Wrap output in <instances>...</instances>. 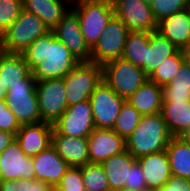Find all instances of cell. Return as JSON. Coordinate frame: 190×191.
Listing matches in <instances>:
<instances>
[{"mask_svg":"<svg viewBox=\"0 0 190 191\" xmlns=\"http://www.w3.org/2000/svg\"><path fill=\"white\" fill-rule=\"evenodd\" d=\"M82 179L87 191H110L106 173L101 164L82 166Z\"/></svg>","mask_w":190,"mask_h":191,"instance_id":"obj_32","label":"cell"},{"mask_svg":"<svg viewBox=\"0 0 190 191\" xmlns=\"http://www.w3.org/2000/svg\"><path fill=\"white\" fill-rule=\"evenodd\" d=\"M129 32L123 21L114 15L91 49V62L103 66L111 60L121 58Z\"/></svg>","mask_w":190,"mask_h":191,"instance_id":"obj_7","label":"cell"},{"mask_svg":"<svg viewBox=\"0 0 190 191\" xmlns=\"http://www.w3.org/2000/svg\"><path fill=\"white\" fill-rule=\"evenodd\" d=\"M135 161L136 158L126 150L101 163L107 176L110 191L124 189V185L128 181L129 170Z\"/></svg>","mask_w":190,"mask_h":191,"instance_id":"obj_25","label":"cell"},{"mask_svg":"<svg viewBox=\"0 0 190 191\" xmlns=\"http://www.w3.org/2000/svg\"><path fill=\"white\" fill-rule=\"evenodd\" d=\"M126 101L142 116L161 113L163 105L162 87L148 79Z\"/></svg>","mask_w":190,"mask_h":191,"instance_id":"obj_23","label":"cell"},{"mask_svg":"<svg viewBox=\"0 0 190 191\" xmlns=\"http://www.w3.org/2000/svg\"><path fill=\"white\" fill-rule=\"evenodd\" d=\"M20 127V122L8 108L6 101L0 99V131H5L15 136Z\"/></svg>","mask_w":190,"mask_h":191,"instance_id":"obj_36","label":"cell"},{"mask_svg":"<svg viewBox=\"0 0 190 191\" xmlns=\"http://www.w3.org/2000/svg\"><path fill=\"white\" fill-rule=\"evenodd\" d=\"M6 94H7V90H6L5 86L3 85V83L0 80V99L5 100Z\"/></svg>","mask_w":190,"mask_h":191,"instance_id":"obj_43","label":"cell"},{"mask_svg":"<svg viewBox=\"0 0 190 191\" xmlns=\"http://www.w3.org/2000/svg\"><path fill=\"white\" fill-rule=\"evenodd\" d=\"M53 127L66 136L88 137L95 129L90 100L68 106Z\"/></svg>","mask_w":190,"mask_h":191,"instance_id":"obj_13","label":"cell"},{"mask_svg":"<svg viewBox=\"0 0 190 191\" xmlns=\"http://www.w3.org/2000/svg\"><path fill=\"white\" fill-rule=\"evenodd\" d=\"M156 31L174 44L178 50L190 45V8L157 22Z\"/></svg>","mask_w":190,"mask_h":191,"instance_id":"obj_21","label":"cell"},{"mask_svg":"<svg viewBox=\"0 0 190 191\" xmlns=\"http://www.w3.org/2000/svg\"><path fill=\"white\" fill-rule=\"evenodd\" d=\"M0 80L8 91L16 84H36L22 54L0 51Z\"/></svg>","mask_w":190,"mask_h":191,"instance_id":"obj_19","label":"cell"},{"mask_svg":"<svg viewBox=\"0 0 190 191\" xmlns=\"http://www.w3.org/2000/svg\"><path fill=\"white\" fill-rule=\"evenodd\" d=\"M124 189L130 191H147L145 177L137 160L133 163L129 170L128 181H126Z\"/></svg>","mask_w":190,"mask_h":191,"instance_id":"obj_37","label":"cell"},{"mask_svg":"<svg viewBox=\"0 0 190 191\" xmlns=\"http://www.w3.org/2000/svg\"><path fill=\"white\" fill-rule=\"evenodd\" d=\"M171 137L161 113L144 115L132 134L125 139L126 150L138 159L166 150Z\"/></svg>","mask_w":190,"mask_h":191,"instance_id":"obj_2","label":"cell"},{"mask_svg":"<svg viewBox=\"0 0 190 191\" xmlns=\"http://www.w3.org/2000/svg\"><path fill=\"white\" fill-rule=\"evenodd\" d=\"M22 55L36 82L64 78L79 63L52 31L37 38Z\"/></svg>","mask_w":190,"mask_h":191,"instance_id":"obj_1","label":"cell"},{"mask_svg":"<svg viewBox=\"0 0 190 191\" xmlns=\"http://www.w3.org/2000/svg\"><path fill=\"white\" fill-rule=\"evenodd\" d=\"M51 31L79 62H91V49L85 43L78 15L72 8Z\"/></svg>","mask_w":190,"mask_h":191,"instance_id":"obj_11","label":"cell"},{"mask_svg":"<svg viewBox=\"0 0 190 191\" xmlns=\"http://www.w3.org/2000/svg\"><path fill=\"white\" fill-rule=\"evenodd\" d=\"M15 139L13 134L0 131V154Z\"/></svg>","mask_w":190,"mask_h":191,"instance_id":"obj_41","label":"cell"},{"mask_svg":"<svg viewBox=\"0 0 190 191\" xmlns=\"http://www.w3.org/2000/svg\"><path fill=\"white\" fill-rule=\"evenodd\" d=\"M51 146L70 167H82L90 163L88 137L66 136L53 127Z\"/></svg>","mask_w":190,"mask_h":191,"instance_id":"obj_17","label":"cell"},{"mask_svg":"<svg viewBox=\"0 0 190 191\" xmlns=\"http://www.w3.org/2000/svg\"><path fill=\"white\" fill-rule=\"evenodd\" d=\"M136 160L142 168L149 191L162 188L172 176L166 150L151 153Z\"/></svg>","mask_w":190,"mask_h":191,"instance_id":"obj_20","label":"cell"},{"mask_svg":"<svg viewBox=\"0 0 190 191\" xmlns=\"http://www.w3.org/2000/svg\"><path fill=\"white\" fill-rule=\"evenodd\" d=\"M50 31L39 17L22 9L19 17L0 37V51L22 54L37 38Z\"/></svg>","mask_w":190,"mask_h":191,"instance_id":"obj_4","label":"cell"},{"mask_svg":"<svg viewBox=\"0 0 190 191\" xmlns=\"http://www.w3.org/2000/svg\"><path fill=\"white\" fill-rule=\"evenodd\" d=\"M22 9V0H0V37L19 17Z\"/></svg>","mask_w":190,"mask_h":191,"instance_id":"obj_34","label":"cell"},{"mask_svg":"<svg viewBox=\"0 0 190 191\" xmlns=\"http://www.w3.org/2000/svg\"><path fill=\"white\" fill-rule=\"evenodd\" d=\"M147 80L148 76L141 67L123 58L111 60L103 65V81L126 100Z\"/></svg>","mask_w":190,"mask_h":191,"instance_id":"obj_5","label":"cell"},{"mask_svg":"<svg viewBox=\"0 0 190 191\" xmlns=\"http://www.w3.org/2000/svg\"><path fill=\"white\" fill-rule=\"evenodd\" d=\"M114 191H130V190L120 189V190H114Z\"/></svg>","mask_w":190,"mask_h":191,"instance_id":"obj_47","label":"cell"},{"mask_svg":"<svg viewBox=\"0 0 190 191\" xmlns=\"http://www.w3.org/2000/svg\"><path fill=\"white\" fill-rule=\"evenodd\" d=\"M155 191H190V180L172 175L162 188Z\"/></svg>","mask_w":190,"mask_h":191,"instance_id":"obj_38","label":"cell"},{"mask_svg":"<svg viewBox=\"0 0 190 191\" xmlns=\"http://www.w3.org/2000/svg\"><path fill=\"white\" fill-rule=\"evenodd\" d=\"M71 4L80 0H68Z\"/></svg>","mask_w":190,"mask_h":191,"instance_id":"obj_46","label":"cell"},{"mask_svg":"<svg viewBox=\"0 0 190 191\" xmlns=\"http://www.w3.org/2000/svg\"><path fill=\"white\" fill-rule=\"evenodd\" d=\"M185 141L190 145V131L185 133L183 136H182Z\"/></svg>","mask_w":190,"mask_h":191,"instance_id":"obj_44","label":"cell"},{"mask_svg":"<svg viewBox=\"0 0 190 191\" xmlns=\"http://www.w3.org/2000/svg\"><path fill=\"white\" fill-rule=\"evenodd\" d=\"M184 62L190 67V45L182 50Z\"/></svg>","mask_w":190,"mask_h":191,"instance_id":"obj_42","label":"cell"},{"mask_svg":"<svg viewBox=\"0 0 190 191\" xmlns=\"http://www.w3.org/2000/svg\"><path fill=\"white\" fill-rule=\"evenodd\" d=\"M114 14L130 31L154 32L157 21L151 6L143 0H112Z\"/></svg>","mask_w":190,"mask_h":191,"instance_id":"obj_12","label":"cell"},{"mask_svg":"<svg viewBox=\"0 0 190 191\" xmlns=\"http://www.w3.org/2000/svg\"><path fill=\"white\" fill-rule=\"evenodd\" d=\"M53 125L40 122L22 124L15 135L16 141L27 156H36L52 145Z\"/></svg>","mask_w":190,"mask_h":191,"instance_id":"obj_16","label":"cell"},{"mask_svg":"<svg viewBox=\"0 0 190 191\" xmlns=\"http://www.w3.org/2000/svg\"><path fill=\"white\" fill-rule=\"evenodd\" d=\"M141 116L142 115L130 103L125 101L112 129L119 136L126 139L139 124Z\"/></svg>","mask_w":190,"mask_h":191,"instance_id":"obj_31","label":"cell"},{"mask_svg":"<svg viewBox=\"0 0 190 191\" xmlns=\"http://www.w3.org/2000/svg\"><path fill=\"white\" fill-rule=\"evenodd\" d=\"M32 163L35 179L46 182L53 188H56L70 167L52 146L33 156Z\"/></svg>","mask_w":190,"mask_h":191,"instance_id":"obj_18","label":"cell"},{"mask_svg":"<svg viewBox=\"0 0 190 191\" xmlns=\"http://www.w3.org/2000/svg\"><path fill=\"white\" fill-rule=\"evenodd\" d=\"M85 43L92 49L114 14L112 0H80L72 3Z\"/></svg>","mask_w":190,"mask_h":191,"instance_id":"obj_3","label":"cell"},{"mask_svg":"<svg viewBox=\"0 0 190 191\" xmlns=\"http://www.w3.org/2000/svg\"><path fill=\"white\" fill-rule=\"evenodd\" d=\"M2 180L35 179L32 157L25 155L14 139L0 154Z\"/></svg>","mask_w":190,"mask_h":191,"instance_id":"obj_14","label":"cell"},{"mask_svg":"<svg viewBox=\"0 0 190 191\" xmlns=\"http://www.w3.org/2000/svg\"><path fill=\"white\" fill-rule=\"evenodd\" d=\"M36 93L41 122L53 125L68 107L63 78L36 82Z\"/></svg>","mask_w":190,"mask_h":191,"instance_id":"obj_8","label":"cell"},{"mask_svg":"<svg viewBox=\"0 0 190 191\" xmlns=\"http://www.w3.org/2000/svg\"><path fill=\"white\" fill-rule=\"evenodd\" d=\"M150 32L130 31L127 35L121 58L141 67L145 73V55Z\"/></svg>","mask_w":190,"mask_h":191,"instance_id":"obj_28","label":"cell"},{"mask_svg":"<svg viewBox=\"0 0 190 191\" xmlns=\"http://www.w3.org/2000/svg\"><path fill=\"white\" fill-rule=\"evenodd\" d=\"M157 22L189 8V0H155L150 4Z\"/></svg>","mask_w":190,"mask_h":191,"instance_id":"obj_33","label":"cell"},{"mask_svg":"<svg viewBox=\"0 0 190 191\" xmlns=\"http://www.w3.org/2000/svg\"><path fill=\"white\" fill-rule=\"evenodd\" d=\"M23 184V191H51L53 187L46 182L34 179H20Z\"/></svg>","mask_w":190,"mask_h":191,"instance_id":"obj_39","label":"cell"},{"mask_svg":"<svg viewBox=\"0 0 190 191\" xmlns=\"http://www.w3.org/2000/svg\"><path fill=\"white\" fill-rule=\"evenodd\" d=\"M58 191H87L82 179V167H69L56 186Z\"/></svg>","mask_w":190,"mask_h":191,"instance_id":"obj_35","label":"cell"},{"mask_svg":"<svg viewBox=\"0 0 190 191\" xmlns=\"http://www.w3.org/2000/svg\"><path fill=\"white\" fill-rule=\"evenodd\" d=\"M95 128L112 129L126 99L102 81L90 96Z\"/></svg>","mask_w":190,"mask_h":191,"instance_id":"obj_10","label":"cell"},{"mask_svg":"<svg viewBox=\"0 0 190 191\" xmlns=\"http://www.w3.org/2000/svg\"><path fill=\"white\" fill-rule=\"evenodd\" d=\"M145 3H147V4H151L152 2H154L155 0H143Z\"/></svg>","mask_w":190,"mask_h":191,"instance_id":"obj_45","label":"cell"},{"mask_svg":"<svg viewBox=\"0 0 190 191\" xmlns=\"http://www.w3.org/2000/svg\"><path fill=\"white\" fill-rule=\"evenodd\" d=\"M183 63L184 57L182 50H178L174 55L164 60V62L157 67V69L148 77V79L154 82L156 85L164 87L174 79Z\"/></svg>","mask_w":190,"mask_h":191,"instance_id":"obj_30","label":"cell"},{"mask_svg":"<svg viewBox=\"0 0 190 191\" xmlns=\"http://www.w3.org/2000/svg\"><path fill=\"white\" fill-rule=\"evenodd\" d=\"M162 91L163 102L190 101V67L185 62Z\"/></svg>","mask_w":190,"mask_h":191,"instance_id":"obj_29","label":"cell"},{"mask_svg":"<svg viewBox=\"0 0 190 191\" xmlns=\"http://www.w3.org/2000/svg\"><path fill=\"white\" fill-rule=\"evenodd\" d=\"M5 101L21 125L41 122L36 84L14 85L8 89Z\"/></svg>","mask_w":190,"mask_h":191,"instance_id":"obj_9","label":"cell"},{"mask_svg":"<svg viewBox=\"0 0 190 191\" xmlns=\"http://www.w3.org/2000/svg\"><path fill=\"white\" fill-rule=\"evenodd\" d=\"M126 151V141L113 129L95 128L88 136L90 163L101 164L111 156Z\"/></svg>","mask_w":190,"mask_h":191,"instance_id":"obj_15","label":"cell"},{"mask_svg":"<svg viewBox=\"0 0 190 191\" xmlns=\"http://www.w3.org/2000/svg\"><path fill=\"white\" fill-rule=\"evenodd\" d=\"M67 105L89 100L103 81V66L93 62H79L64 78Z\"/></svg>","mask_w":190,"mask_h":191,"instance_id":"obj_6","label":"cell"},{"mask_svg":"<svg viewBox=\"0 0 190 191\" xmlns=\"http://www.w3.org/2000/svg\"><path fill=\"white\" fill-rule=\"evenodd\" d=\"M71 5L68 0H22L23 10L39 17L50 30L61 21Z\"/></svg>","mask_w":190,"mask_h":191,"instance_id":"obj_22","label":"cell"},{"mask_svg":"<svg viewBox=\"0 0 190 191\" xmlns=\"http://www.w3.org/2000/svg\"><path fill=\"white\" fill-rule=\"evenodd\" d=\"M0 191H23V184L19 180H1Z\"/></svg>","mask_w":190,"mask_h":191,"instance_id":"obj_40","label":"cell"},{"mask_svg":"<svg viewBox=\"0 0 190 191\" xmlns=\"http://www.w3.org/2000/svg\"><path fill=\"white\" fill-rule=\"evenodd\" d=\"M161 114L172 136L190 131V101L163 102Z\"/></svg>","mask_w":190,"mask_h":191,"instance_id":"obj_24","label":"cell"},{"mask_svg":"<svg viewBox=\"0 0 190 191\" xmlns=\"http://www.w3.org/2000/svg\"><path fill=\"white\" fill-rule=\"evenodd\" d=\"M177 51L178 48L157 31L150 32L145 55V74L149 77L164 60Z\"/></svg>","mask_w":190,"mask_h":191,"instance_id":"obj_26","label":"cell"},{"mask_svg":"<svg viewBox=\"0 0 190 191\" xmlns=\"http://www.w3.org/2000/svg\"><path fill=\"white\" fill-rule=\"evenodd\" d=\"M172 175L190 180V145L182 136H172L166 148Z\"/></svg>","mask_w":190,"mask_h":191,"instance_id":"obj_27","label":"cell"}]
</instances>
